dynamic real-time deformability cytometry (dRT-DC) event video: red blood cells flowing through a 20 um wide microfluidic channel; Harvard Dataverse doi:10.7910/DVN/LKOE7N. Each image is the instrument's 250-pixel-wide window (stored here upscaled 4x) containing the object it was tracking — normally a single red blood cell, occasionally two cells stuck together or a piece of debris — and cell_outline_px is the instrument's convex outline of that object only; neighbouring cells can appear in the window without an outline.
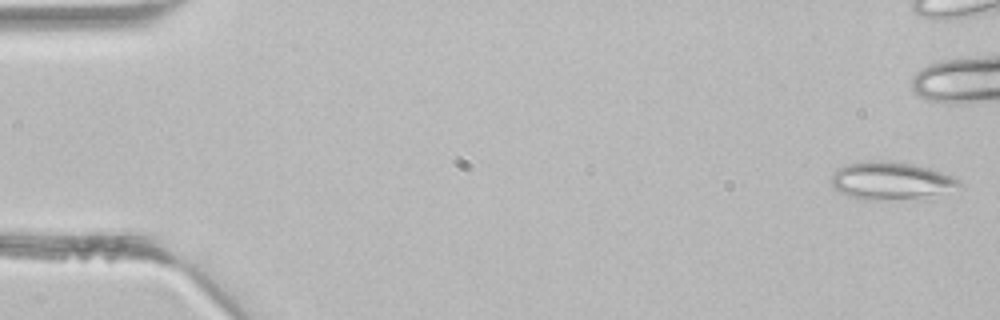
{"species": "common noctule bat (a hibernating species)", "species_latin": "Nyctalus noctula", "temperature_condition": "room temperature", "stored_images_in_passage": 43, "camera_frame_rate_fps": 3000, "um_per_image_px": 0.085, "animal": {"sex": "male", "body_mass_g": 21.5, "forearm_length_mm": 52.0}, "frame": {"image": 1, "passage_image": 1, "time_ms": 0.0, "image_size_px": [1000, 320], "cell_outline_px": [[964, 188], [928, 200], [864, 200], [848, 196], [840, 192], [832, 184], [832, 176], [836, 168], [848, 164], [872, 160], [880, 160], [912, 164], [928, 168], [940, 172], [960, 180]], "centroid_in_image_um": [75.86, 15.42], "position_along_channel_um": 9.1, "area_um2": 29.07}}
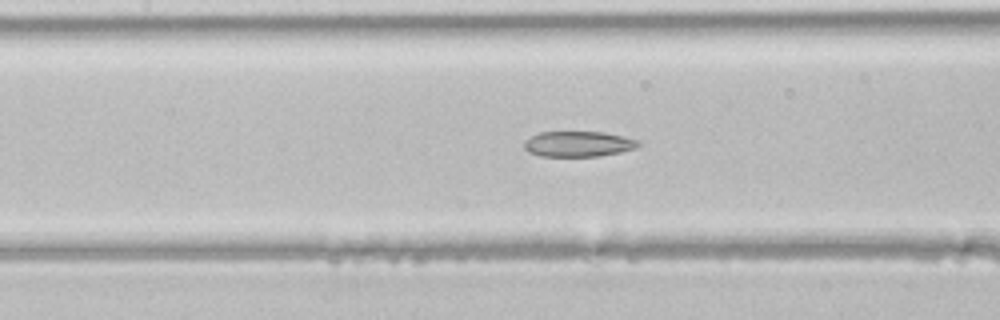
{"frame": {"image": 2, "passage_image": 19, "time_ms": 6.0, "image_size_px": [1000, 320], "cell_outline_px": [[640, 144], [636, 148], [620, 152], [600, 156], [540, 156], [528, 152], [524, 148], [524, 140], [540, 132], [604, 132], [624, 136], [640, 140]], "centroid_in_image_um": [49.17, 12.23], "position_along_channel_um": 158.2, "area_um2": 17.05}}
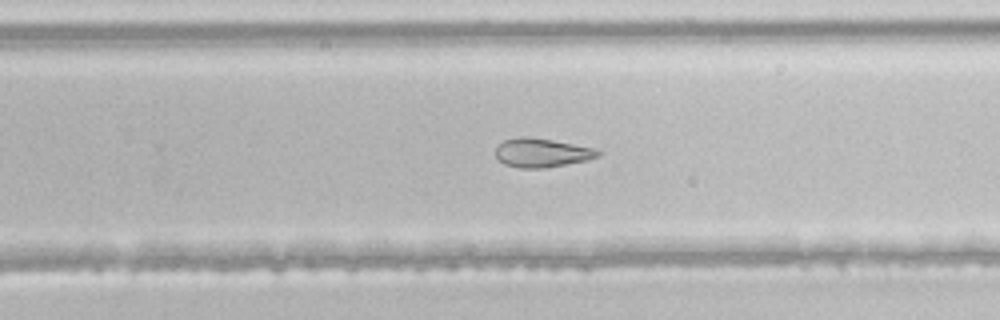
{"frame": {"image": 3, "passage_image": 27, "time_ms": 8.667, "image_size_px": [1000, 320], "cell_outline_px": [[600, 156], [584, 160], [544, 168], [520, 168], [504, 164], [496, 156], [496, 148], [504, 140], [516, 136], [528, 136], [552, 140], [596, 148], [600, 152]], "centroid_in_image_um": [46.03, 12.97], "position_along_channel_um": 283.8, "area_um2": 17.11}}